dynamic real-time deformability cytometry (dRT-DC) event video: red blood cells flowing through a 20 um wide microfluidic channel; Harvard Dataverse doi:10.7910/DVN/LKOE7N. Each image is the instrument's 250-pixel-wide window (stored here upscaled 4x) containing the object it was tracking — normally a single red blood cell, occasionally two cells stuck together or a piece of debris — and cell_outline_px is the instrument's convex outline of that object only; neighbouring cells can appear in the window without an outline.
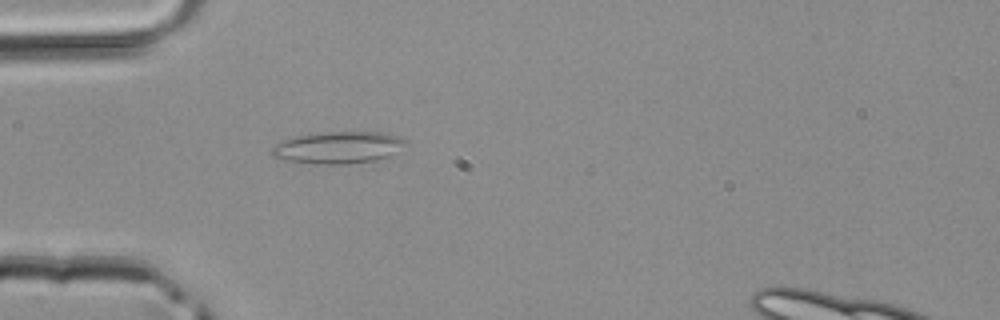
{"species": "common noctule bat (a hibernating species)", "species_latin": "Nyctalus noctula", "temperature_condition": "room temperature", "stored_images_in_passage": 2, "camera_frame_rate_fps": 3000, "um_per_image_px": 0.085, "animal": {"sex": "male", "body_mass_g": 20.4}, "frame": {"image": 1, "passage_image": 2, "time_ms": 0.333, "image_size_px": [1000, 320], "cell_outline_px": [[408, 144], [388, 156], [372, 160], [344, 164], [320, 164], [284, 160], [272, 156], [272, 148], [276, 144], [284, 140], [296, 136], [328, 132], [384, 132], [400, 136], [408, 140]], "centroid_in_image_um": [28.78, 12.53], "position_along_channel_um": 56.2, "area_um2": 24.74}}